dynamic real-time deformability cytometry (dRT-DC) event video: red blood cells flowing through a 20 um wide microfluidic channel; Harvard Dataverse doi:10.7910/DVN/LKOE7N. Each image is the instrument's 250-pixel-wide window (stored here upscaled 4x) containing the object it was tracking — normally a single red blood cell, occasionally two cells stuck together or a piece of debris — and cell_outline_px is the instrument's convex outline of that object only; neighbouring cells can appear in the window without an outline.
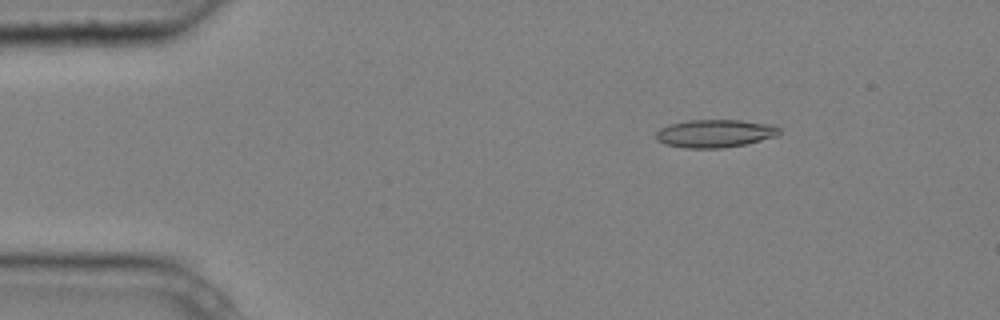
{"species": "common noctule bat (a hibernating species)", "species_latin": "Nyctalus noctula", "temperature_condition": "cold", "stored_images_in_passage": 5, "camera_frame_rate_fps": 3000, "um_per_image_px": 0.085, "animal": {"sex": "male", "body_mass_g": 20.4}, "frame": {"image": 1, "passage_image": 3, "time_ms": 0.667, "image_size_px": [1000, 320], "cell_outline_px": [[780, 136], [744, 144], [720, 148], [684, 148], [664, 144], [656, 140], [656, 132], [660, 128], [668, 124], [688, 120], [740, 120], [772, 124], [780, 128]], "centroid_in_image_um": [60.77, 11.34], "position_along_channel_um": 24.2, "area_um2": 20.29}}